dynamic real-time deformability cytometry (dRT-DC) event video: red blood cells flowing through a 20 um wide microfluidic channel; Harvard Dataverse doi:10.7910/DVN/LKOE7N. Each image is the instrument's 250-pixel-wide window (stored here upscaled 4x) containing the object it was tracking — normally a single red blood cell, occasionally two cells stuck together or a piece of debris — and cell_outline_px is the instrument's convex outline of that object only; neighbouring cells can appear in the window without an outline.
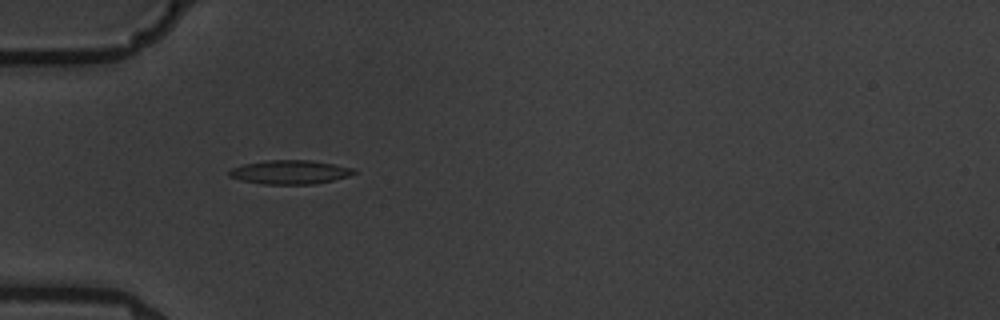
{"species": "common noctule bat (a hibernating species)", "species_latin": "Nyctalus noctula", "temperature_condition": "warm", "stored_images_in_passage": 3, "camera_frame_rate_fps": 3000, "um_per_image_px": 0.085, "animal": {"sex": "male", "body_mass_g": 19.5, "forearm_length_mm": 54.6}, "frame": {"image": 1, "passage_image": 2, "time_ms": 2.333, "image_size_px": [1000, 320], "cell_outline_px": [[356, 172], [348, 176], [316, 184], [264, 184], [240, 180], [228, 176], [228, 172], [232, 168], [244, 164], [268, 160], [312, 160], [356, 168]], "centroid_in_image_um": [24.66, 14.63], "position_along_channel_um": 60.3, "area_um2": 17.4}}
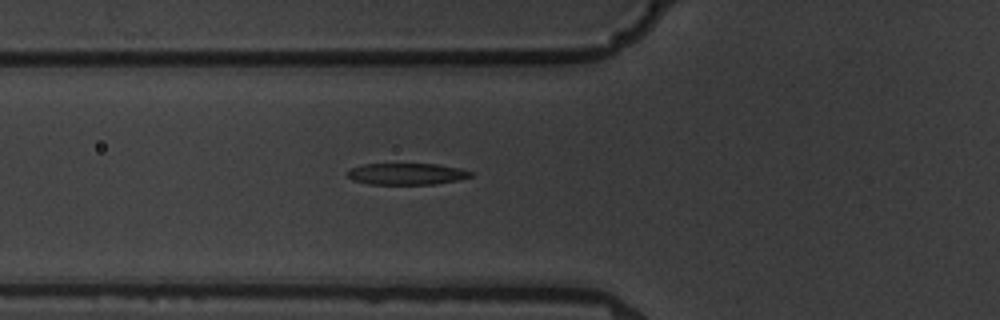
{"frame": {"image": 2, "passage_image": 3, "time_ms": 3.333, "image_size_px": [1000, 320], "cell_outline_px": [[476, 172], [472, 176], [460, 180], [432, 184], [368, 184], [352, 180], [348, 176], [348, 172], [352, 168], [364, 164], [440, 164], [460, 168]], "centroid_in_image_um": [34.64, 14.78], "position_along_channel_um": 91.2, "area_um2": 15.55}}